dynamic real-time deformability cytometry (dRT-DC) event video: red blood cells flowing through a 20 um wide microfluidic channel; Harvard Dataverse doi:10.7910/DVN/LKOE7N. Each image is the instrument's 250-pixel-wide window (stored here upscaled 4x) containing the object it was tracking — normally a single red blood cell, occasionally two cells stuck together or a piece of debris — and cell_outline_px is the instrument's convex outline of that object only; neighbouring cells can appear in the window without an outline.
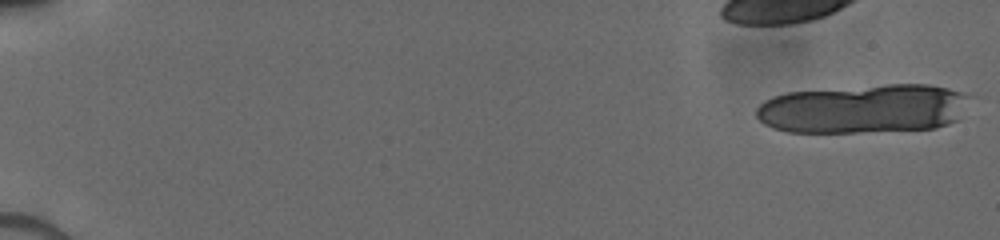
{"species": "human", "species_latin": "Homo sapiens", "temperature_condition": "cold", "stored_images_in_passage": 17, "camera_frame_rate_fps": 3000, "um_per_image_px": 0.085, "donor": {"sex": "male"}, "frame": {"image": 1, "passage_image": 1, "time_ms": 0.0, "image_size_px": [1000, 240], "cell_outline_px": [[976, 96], [956, 120], [948, 124], [936, 128], [856, 132], [788, 132], [772, 128], [764, 124], [756, 116], [756, 108], [764, 100], [772, 96], [788, 92], [888, 84], [928, 84], [948, 88]], "centroid_in_image_um": [73.45, 9.24], "position_along_channel_um": 11.5, "area_um2": 61.38}}